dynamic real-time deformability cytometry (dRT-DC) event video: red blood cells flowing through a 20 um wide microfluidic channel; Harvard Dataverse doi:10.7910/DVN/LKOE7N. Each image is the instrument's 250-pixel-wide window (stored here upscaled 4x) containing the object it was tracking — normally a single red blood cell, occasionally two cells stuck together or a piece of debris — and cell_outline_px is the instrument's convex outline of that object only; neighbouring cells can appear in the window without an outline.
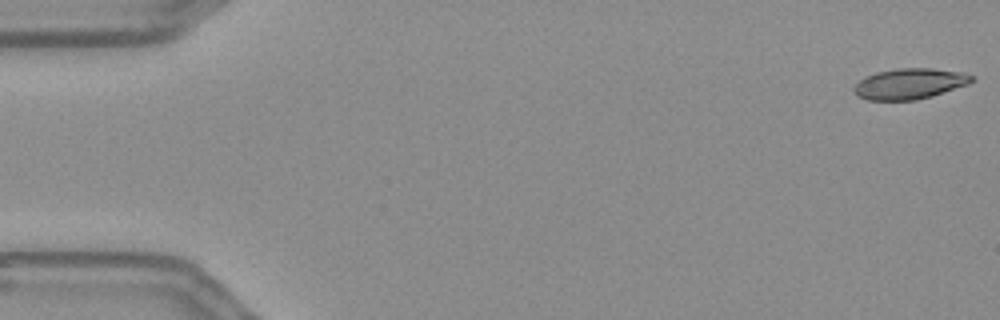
{"species": "Egyptian fruit bat (a non-hibernating species)", "species_latin": "Rousettus aegyptiacus", "temperature_condition": "warm", "stored_images_in_passage": 55, "camera_frame_rate_fps": 3000, "um_per_image_px": 0.085, "frame": {"image": 1, "passage_image": 1, "time_ms": 0.0, "image_size_px": [1000, 320], "cell_outline_px": [[972, 80], [968, 84], [932, 96], [916, 100], [868, 100], [856, 96], [852, 92], [852, 88], [860, 80], [876, 72], [896, 68], [932, 68], [964, 72], [972, 76]], "centroid_in_image_um": [77.28, 7.12], "position_along_channel_um": 7.7, "area_um2": 21.1}}
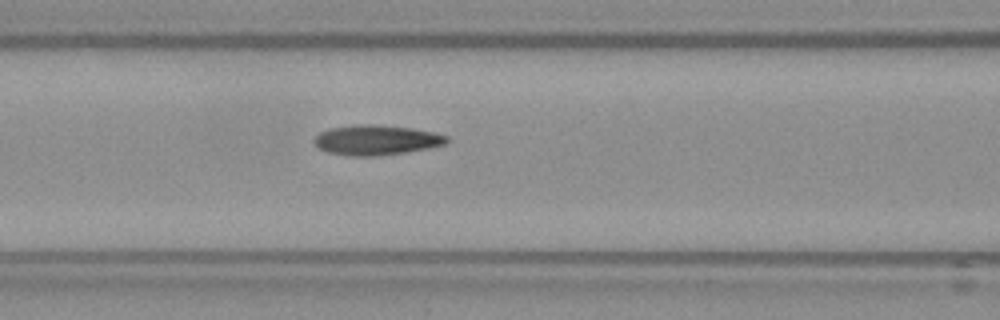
{"frame": {"image": 2, "passage_image": 23, "time_ms": 7.333, "image_size_px": [1000, 320], "cell_outline_px": [[452, 140], [448, 144], [408, 152], [376, 156], [352, 156], [328, 152], [320, 148], [312, 140], [320, 132], [328, 128], [352, 124], [372, 124], [412, 128], [432, 132], [448, 136]], "centroid_in_image_um": [32.02, 11.89], "position_along_channel_um": 134.6, "area_um2": 23.41}}
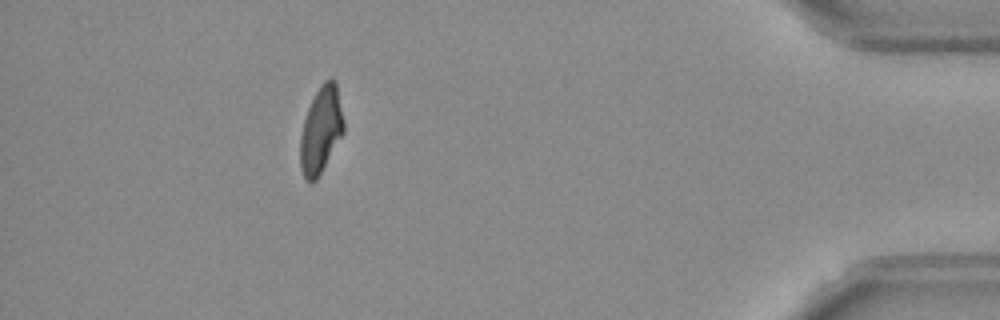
{"frame": {"image": 3, "passage_image": 50, "time_ms": 16.333, "image_size_px": [1000, 320], "cell_outline_px": [[344, 132], [316, 180], [308, 180], [304, 176], [300, 164], [300, 136], [304, 120], [308, 108], [320, 84], [324, 80], [336, 80], [344, 120]], "centroid_in_image_um": [27.29, 11.01], "position_along_channel_um": 407.9, "area_um2": 21.62}, "authors_computed_cell_mechanics": {"area_um2": 22.542, "velocity_mm_per_s": 3.6495, "shape_relaxation_time_tau1_ms": 7.2324, "shape_relaxation_time_tau2_ms": 3.0144, "deformation_change_tau1": 0.207, "deformation_change_tau2": 0.1027}}